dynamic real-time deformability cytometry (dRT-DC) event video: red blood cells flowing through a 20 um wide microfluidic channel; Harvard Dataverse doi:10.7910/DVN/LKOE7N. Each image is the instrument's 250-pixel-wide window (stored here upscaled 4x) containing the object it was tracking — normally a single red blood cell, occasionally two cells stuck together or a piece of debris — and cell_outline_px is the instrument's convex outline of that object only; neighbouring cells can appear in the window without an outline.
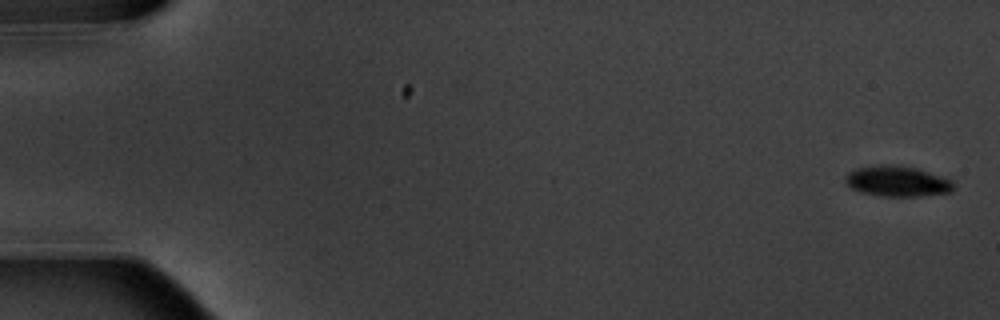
{"species": "common noctule bat (a hibernating species)", "species_latin": "Nyctalus noctula", "temperature_condition": "warm", "stored_images_in_passage": 8, "camera_frame_rate_fps": 3000, "um_per_image_px": 0.085, "animal": {"sex": "male", "body_mass_g": 20.1, "forearm_length_mm": 53.5}, "frame": {"image": 1, "passage_image": 1, "time_ms": 0.0, "image_size_px": [1000, 320], "cell_outline_px": [[956, 188], [952, 192], [920, 196], [880, 196], [860, 192], [852, 188], [844, 180], [844, 176], [848, 172], [856, 168], [880, 164], [888, 164], [916, 168], [952, 180]], "centroid_in_image_um": [76.26, 15.41], "position_along_channel_um": 8.7, "area_um2": 19.36}}
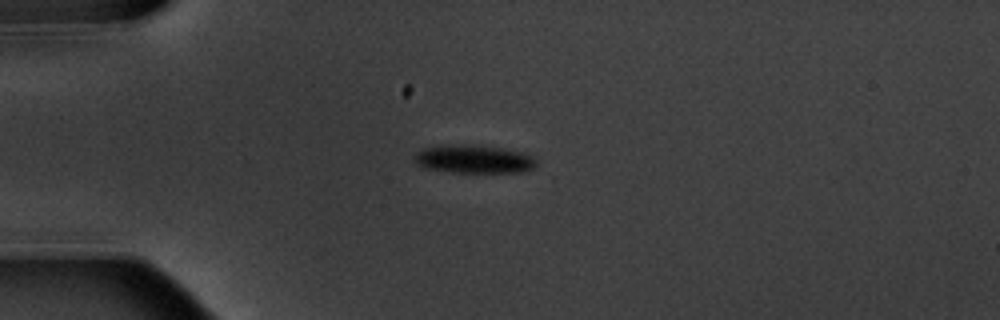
{"frame": {"image": 2, "passage_image": 5, "time_ms": 4.667, "image_size_px": [1000, 320], "cell_outline_px": [[536, 164], [532, 168], [524, 172], [452, 172], [424, 168], [416, 164], [416, 152], [424, 148], [440, 144], [472, 144], [512, 148], [536, 156]], "centroid_in_image_um": [40.33, 13.49], "position_along_channel_um": 44.7, "area_um2": 20.69}}